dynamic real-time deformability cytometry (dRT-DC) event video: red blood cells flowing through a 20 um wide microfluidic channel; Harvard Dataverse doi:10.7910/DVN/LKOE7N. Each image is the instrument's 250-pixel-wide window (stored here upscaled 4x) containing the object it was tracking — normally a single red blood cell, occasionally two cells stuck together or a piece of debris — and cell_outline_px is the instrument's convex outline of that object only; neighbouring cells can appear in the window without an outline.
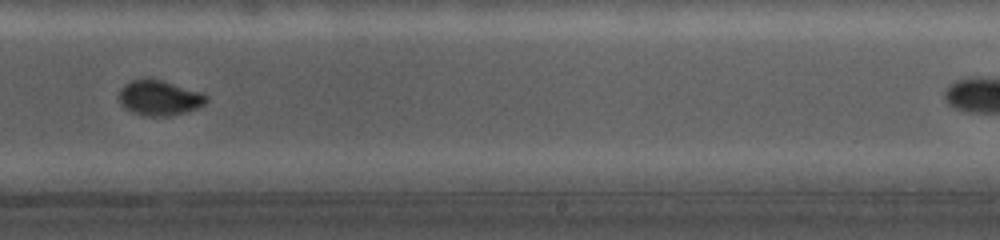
{"species": "common noctule bat (a hibernating species)", "species_latin": "Nyctalus noctula", "temperature_condition": "cold", "stored_images_in_passage": 45, "camera_frame_rate_fps": 5000, "um_per_image_px": 0.085, "animal": {"sex": "female", "body_mass_g": 19.0, "forearm_length_mm": 56.7}, "frame": {"image": 1, "passage_image": 30, "time_ms": 8.6, "image_size_px": [1000, 240], "cell_outline_px": [[208, 100], [204, 104], [188, 112], [172, 116], [144, 116], [132, 112], [124, 108], [120, 104], [120, 92], [128, 84], [136, 80], [160, 80], [204, 96]], "centroid_in_image_um": [13.51, 8.39], "position_along_channel_um": 275.5, "area_um2": 16.88}}
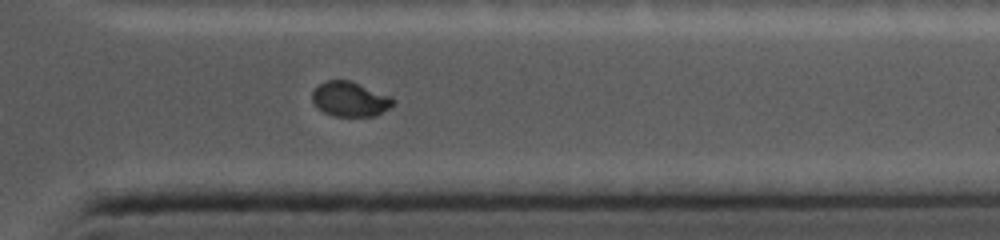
{"frame": {"image": 2, "passage_image": 39, "time_ms": 11.4, "image_size_px": [1000, 240], "cell_outline_px": [[392, 104], [388, 108], [376, 116], [336, 116], [324, 112], [312, 100], [312, 92], [320, 84], [328, 80], [348, 80], [388, 96], [392, 100]], "centroid_in_image_um": [29.71, 8.44], "position_along_channel_um": 381.7, "area_um2": 15.72}}
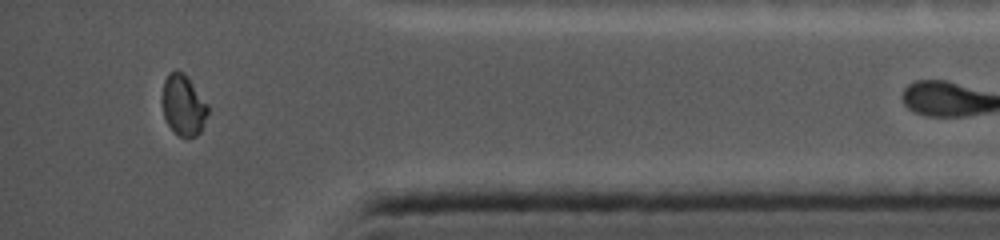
{"frame": {"image": 3, "passage_image": 44, "time_ms": 12.6, "image_size_px": [1000, 240], "cell_outline_px": [[208, 112], [200, 132], [196, 136], [180, 136], [168, 124], [164, 116], [164, 80], [172, 72], [180, 72], [188, 80], [208, 108]], "centroid_in_image_um": [15.58, 9.01], "position_along_channel_um": 419.6, "area_um2": 14.85}}